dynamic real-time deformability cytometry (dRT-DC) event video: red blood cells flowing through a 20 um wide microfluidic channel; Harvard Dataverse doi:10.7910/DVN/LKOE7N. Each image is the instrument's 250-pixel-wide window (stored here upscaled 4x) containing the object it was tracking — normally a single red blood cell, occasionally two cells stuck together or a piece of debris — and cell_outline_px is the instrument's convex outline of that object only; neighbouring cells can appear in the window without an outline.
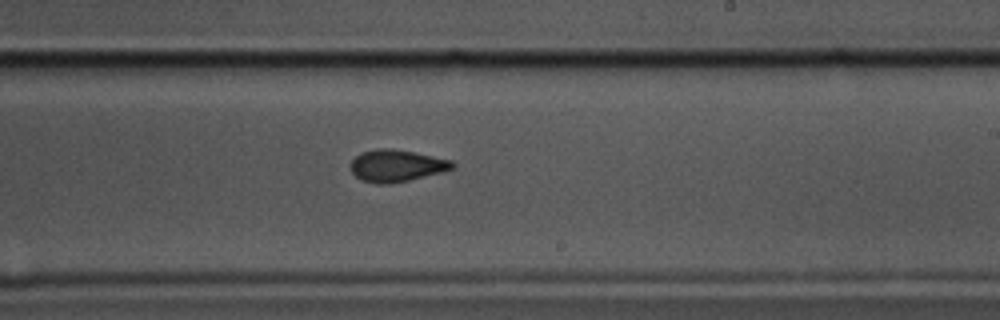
{"species": "common noctule bat (a hibernating species)", "species_latin": "Nyctalus noctula", "temperature_condition": "cold", "stored_images_in_passage": 45, "camera_frame_rate_fps": 3000, "um_per_image_px": 0.085, "animal": {"sex": "male", "body_mass_g": 17.5, "forearm_length_mm": 52.3}, "frame": {"image": 1, "passage_image": 20, "time_ms": 6.333, "image_size_px": [1000, 320], "cell_outline_px": [[456, 168], [408, 180], [388, 184], [376, 184], [360, 180], [352, 172], [352, 160], [360, 152], [376, 148], [392, 148], [452, 160], [456, 164]], "centroid_in_image_um": [33.7, 14.08], "position_along_channel_um": 255.3, "area_um2": 18.9}}
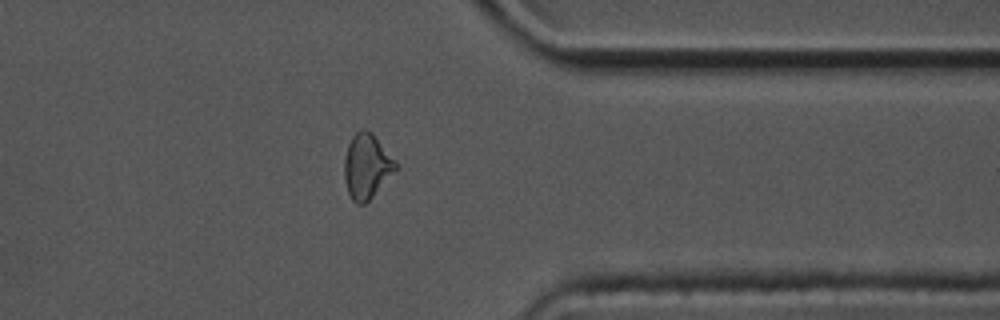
{"frame": {"image": 2, "passage_image": 32, "time_ms": 10.333, "image_size_px": [1000, 320], "cell_outline_px": [[400, 168], [364, 204], [356, 204], [352, 200], [348, 192], [344, 180], [344, 156], [348, 144], [352, 136], [360, 128], [364, 128], [372, 132], [396, 160]], "centroid_in_image_um": [31.19, 14.11], "position_along_channel_um": 380.2, "area_um2": 19.77}, "authors_computed_cell_mechanics": {"area_um2": 19.1896, "velocity_mm_per_s": 3.3264, "shape_relaxation_time_tau1_ms": 4.8484, "shape_relaxation_time_tau2_ms": 3.1478, "deformation_change_tau1": 0.1062, "deformation_change_tau2": 0.0691}}